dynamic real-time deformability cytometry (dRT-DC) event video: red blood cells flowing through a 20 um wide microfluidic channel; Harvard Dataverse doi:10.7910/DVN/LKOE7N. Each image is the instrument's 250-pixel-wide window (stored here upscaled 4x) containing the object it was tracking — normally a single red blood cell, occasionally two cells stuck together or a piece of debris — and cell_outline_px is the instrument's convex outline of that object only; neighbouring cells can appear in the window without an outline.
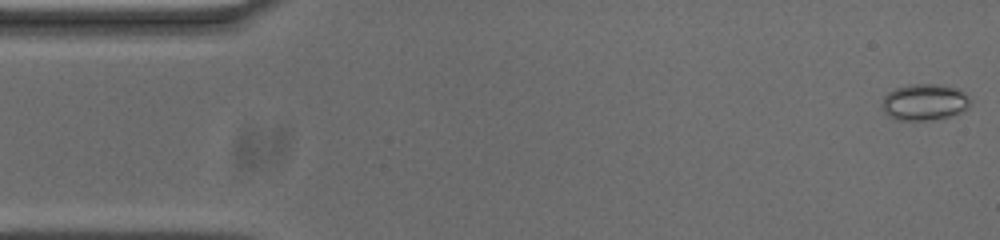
{"species": "common noctule bat (a hibernating species)", "species_latin": "Nyctalus noctula", "temperature_condition": "cold", "stored_images_in_passage": 55, "camera_frame_rate_fps": 3000, "um_per_image_px": 0.085, "animal": {"sex": "male", "body_mass_g": 20.0, "forearm_length_mm": 53.3}, "frame": {"image": 1, "passage_image": 1, "time_ms": 0.0, "image_size_px": [1000, 240], "cell_outline_px": [[972, 104], [968, 108], [960, 112], [948, 116], [932, 120], [896, 120], [888, 116], [880, 108], [880, 104], [884, 96], [888, 92], [896, 88], [912, 84], [932, 84], [956, 88], [972, 100]], "centroid_in_image_um": [78.54, 8.7], "position_along_channel_um": 6.5, "area_um2": 18.79}}
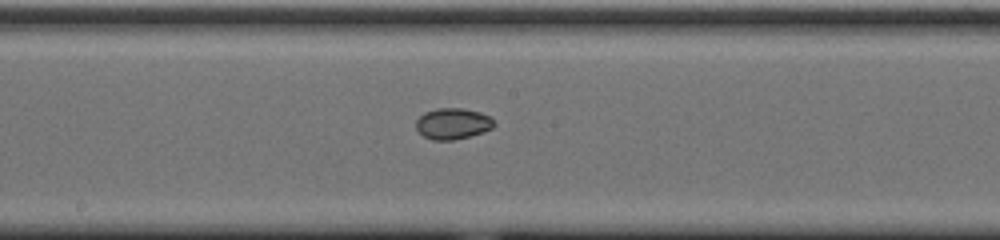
{"frame": {"image": 2, "passage_image": 27, "time_ms": 8.667, "image_size_px": [1000, 240], "cell_outline_px": [[496, 124], [492, 128], [484, 132], [452, 140], [432, 140], [424, 136], [416, 128], [416, 120], [424, 112], [436, 108], [464, 108], [480, 112], [492, 116]], "centroid_in_image_um": [38.51, 10.49], "position_along_channel_um": 209.7, "area_um2": 14.28}}
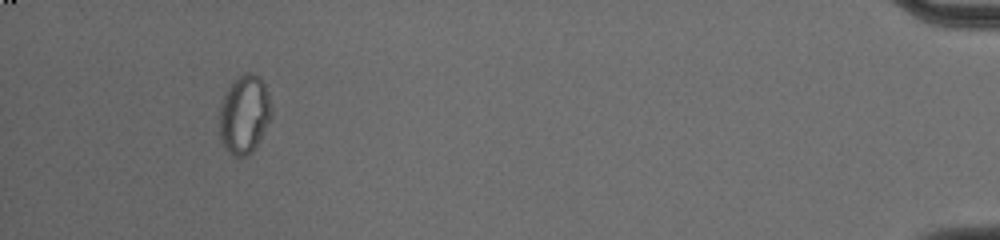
{"frame": {"image": 3, "passage_image": 50, "time_ms": 16.333, "image_size_px": [1000, 240], "cell_outline_px": [[272, 116], [252, 152], [248, 156], [232, 156], [220, 144], [216, 116], [224, 92], [232, 80], [244, 72], [252, 72], [260, 76], [268, 92], [272, 108]], "centroid_in_image_um": [20.7, 9.71], "position_along_channel_um": 414.5, "area_um2": 24.85}}